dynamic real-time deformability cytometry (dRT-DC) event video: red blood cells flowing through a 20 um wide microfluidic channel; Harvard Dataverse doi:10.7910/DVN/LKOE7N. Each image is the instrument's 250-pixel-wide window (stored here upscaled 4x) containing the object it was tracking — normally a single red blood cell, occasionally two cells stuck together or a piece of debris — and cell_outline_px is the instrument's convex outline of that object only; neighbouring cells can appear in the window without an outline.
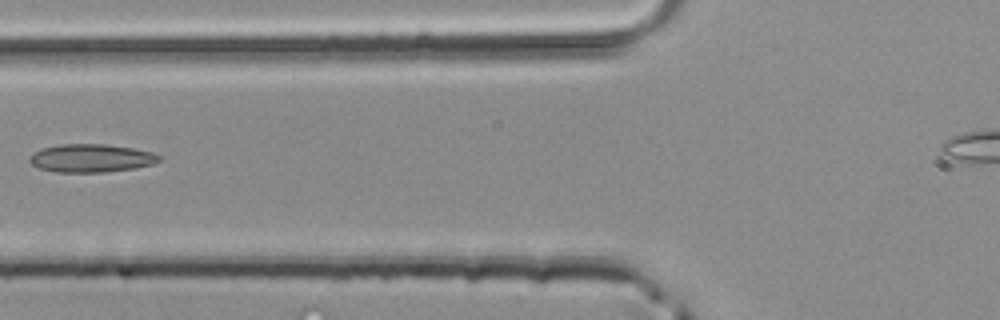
{"species": "common noctule bat (a hibernating species)", "species_latin": "Nyctalus noctula", "temperature_condition": "room temperature", "stored_images_in_passage": 3, "camera_frame_rate_fps": 3000, "um_per_image_px": 0.085, "animal": {"sex": "male", "body_mass_g": 20.4}, "frame": {"image": 1, "passage_image": 3, "time_ms": 0.667, "image_size_px": [1000, 320], "cell_outline_px": [[160, 160], [152, 164], [136, 168], [104, 172], [56, 172], [40, 168], [32, 164], [28, 160], [40, 148], [60, 144], [104, 144], [132, 148], [152, 152], [160, 156]], "centroid_in_image_um": [7.75, 13.44], "position_along_channel_um": 118.0, "area_um2": 21.1}}